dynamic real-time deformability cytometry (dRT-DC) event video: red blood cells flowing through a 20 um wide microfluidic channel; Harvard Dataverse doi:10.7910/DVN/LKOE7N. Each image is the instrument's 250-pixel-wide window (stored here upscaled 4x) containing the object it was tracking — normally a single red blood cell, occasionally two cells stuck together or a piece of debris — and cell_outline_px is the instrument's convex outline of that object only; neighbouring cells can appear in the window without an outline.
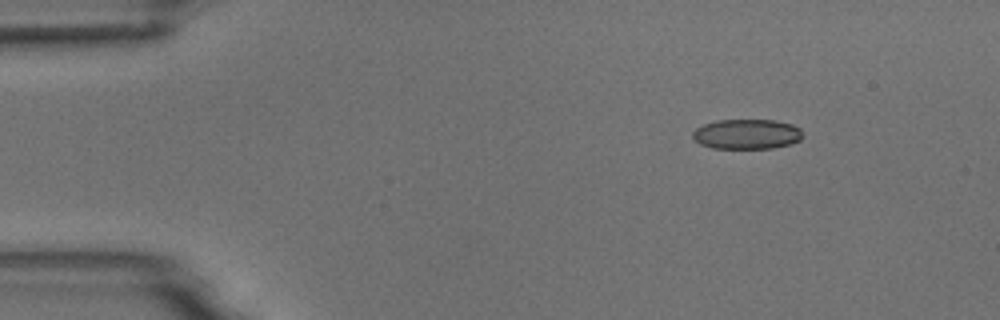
{"species": "common noctule bat (a hibernating species)", "species_latin": "Nyctalus noctula", "temperature_condition": "room temperature", "stored_images_in_passage": 4, "camera_frame_rate_fps": 3000, "um_per_image_px": 0.085, "animal": {"sex": "male", "body_mass_g": 18.8}, "frame": {"image": 1, "passage_image": 1, "time_ms": 0.0, "image_size_px": [1000, 320], "cell_outline_px": [[804, 136], [800, 140], [788, 144], [772, 148], [712, 148], [700, 144], [692, 136], [692, 132], [696, 128], [704, 124], [716, 120], [776, 120], [792, 124], [800, 128]], "centroid_in_image_um": [63.49, 11.39], "position_along_channel_um": 21.5, "area_um2": 19.25}}
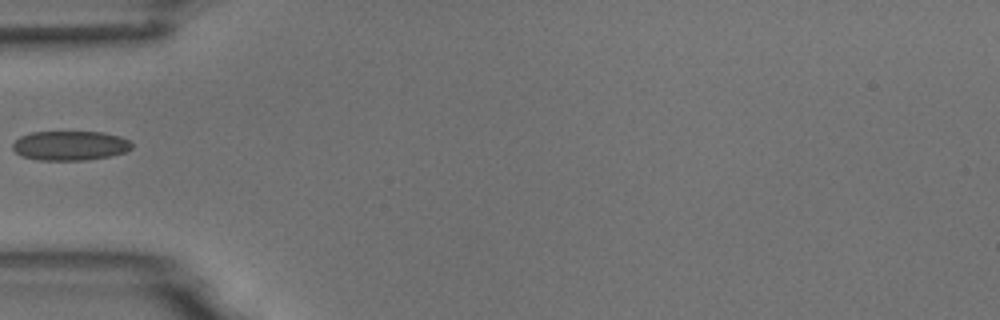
{"frame": {"image": 2, "passage_image": 4, "time_ms": 3.667, "image_size_px": [1000, 320], "cell_outline_px": [[132, 148], [124, 152], [112, 156], [84, 160], [40, 160], [20, 156], [12, 148], [12, 144], [20, 136], [32, 132], [104, 132], [120, 136], [128, 140], [132, 144]], "centroid_in_image_um": [5.95, 12.38], "position_along_channel_um": 79.0, "area_um2": 20.52}}